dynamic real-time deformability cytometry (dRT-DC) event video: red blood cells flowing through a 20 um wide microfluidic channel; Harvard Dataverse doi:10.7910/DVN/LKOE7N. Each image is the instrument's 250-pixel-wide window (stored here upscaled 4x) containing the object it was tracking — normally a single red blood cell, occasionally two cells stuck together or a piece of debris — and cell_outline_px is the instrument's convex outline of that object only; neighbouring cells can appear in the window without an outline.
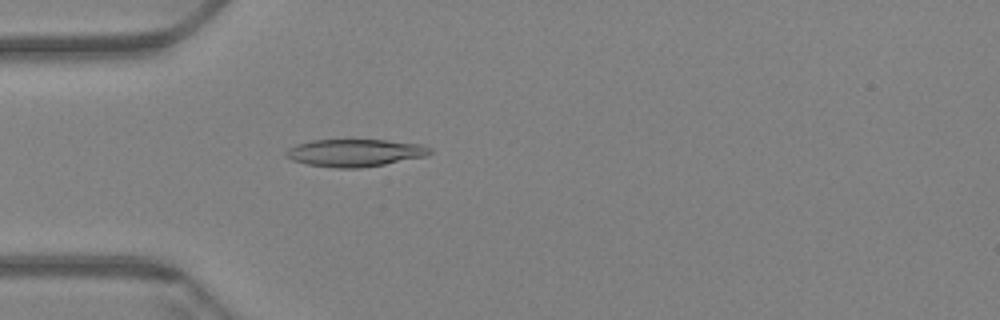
{"species": "Egyptian fruit bat (a non-hibernating species)", "species_latin": "Rousettus aegyptiacus", "temperature_condition": "warm", "stored_images_in_passage": 50, "camera_frame_rate_fps": 3000, "um_per_image_px": 0.085, "animal": {"sex": "female"}, "frame": {"image": 1, "passage_image": 8, "time_ms": 2.333, "image_size_px": [1000, 320], "cell_outline_px": [[432, 152], [428, 156], [384, 164], [360, 168], [336, 168], [308, 164], [292, 160], [284, 156], [284, 152], [288, 148], [296, 144], [312, 140], [384, 140], [420, 144], [432, 148]], "centroid_in_image_um": [30.16, 12.99], "position_along_channel_um": 54.8, "area_um2": 23.06}}
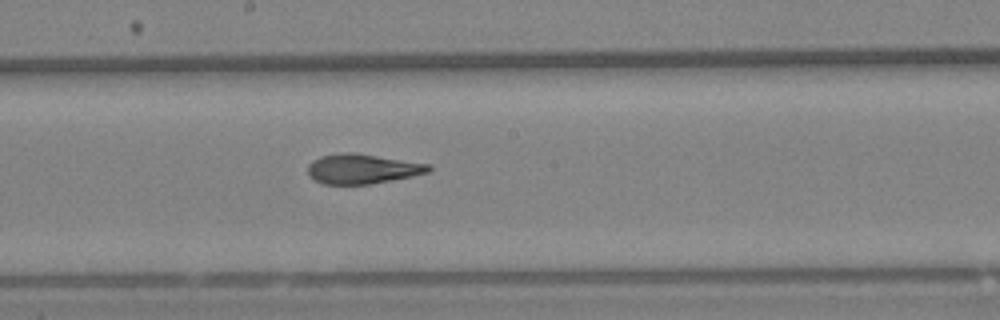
{"frame": {"image": 2, "passage_image": 23, "time_ms": 7.333, "image_size_px": [1000, 320], "cell_outline_px": [[432, 168], [428, 172], [412, 176], [392, 180], [368, 184], [324, 184], [308, 176], [308, 164], [312, 160], [320, 156], [340, 152], [356, 152], [432, 164]], "centroid_in_image_um": [30.8, 14.33], "position_along_channel_um": 217.4, "area_um2": 21.21}}
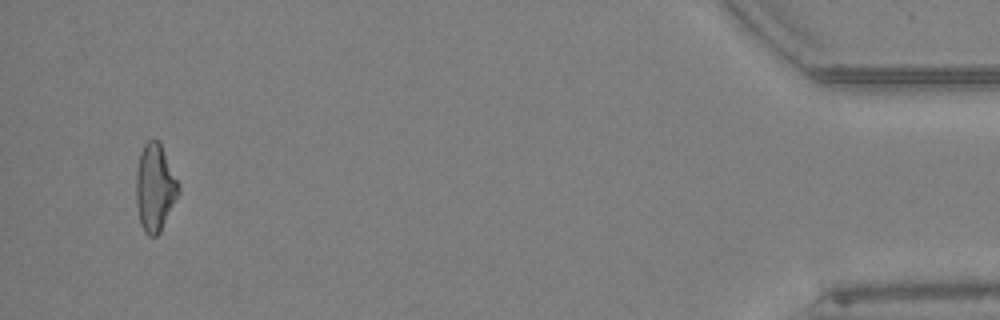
{"frame": {"image": 3, "passage_image": 48, "time_ms": 15.667, "image_size_px": [1000, 320], "cell_outline_px": [[180, 192], [160, 232], [156, 236], [148, 236], [144, 232], [140, 224], [136, 204], [136, 172], [140, 152], [144, 144], [148, 140], [156, 140], [160, 144], [180, 184]], "centroid_in_image_um": [13.16, 15.98], "position_along_channel_um": 422.0, "area_um2": 21.62}, "authors_computed_cell_mechanics": {"area_um2": 21.5305, "velocity_mm_per_s": 3.405, "shape_relaxation_time_tau1_ms": 8.4868, "shape_relaxation_time_tau2_ms": 2.7147, "deformation_change_tau1": 0.2128, "deformation_change_tau2": 0.1086}}